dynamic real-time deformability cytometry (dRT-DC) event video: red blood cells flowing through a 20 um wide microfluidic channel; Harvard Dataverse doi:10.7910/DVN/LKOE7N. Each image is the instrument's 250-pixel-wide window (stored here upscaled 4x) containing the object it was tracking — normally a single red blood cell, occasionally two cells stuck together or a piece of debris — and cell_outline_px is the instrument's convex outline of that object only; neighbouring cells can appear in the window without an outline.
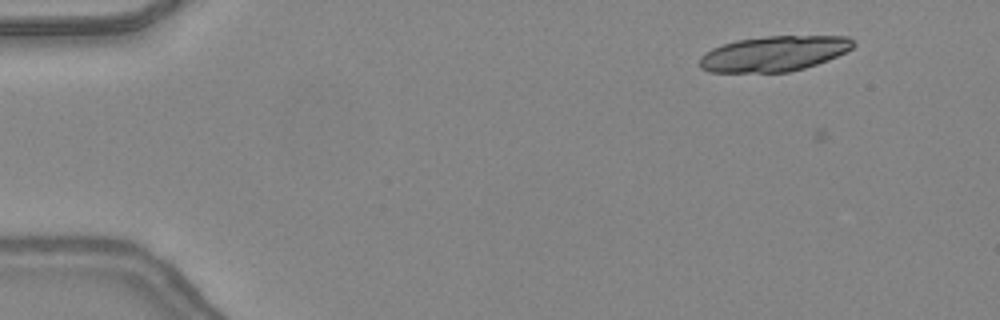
{"species": "common noctule bat (a hibernating species)", "species_latin": "Nyctalus noctula", "temperature_condition": "warm", "stored_images_in_passage": 8, "camera_frame_rate_fps": 3000, "um_per_image_px": 0.085, "animal": {"sex": "female", "body_mass_g": 24.6, "forearm_length_mm": 56.2}, "frame": {"image": 1, "passage_image": 7, "time_ms": 2.0, "image_size_px": [1000, 320], "cell_outline_px": [[856, 44], [852, 48], [828, 60], [804, 68], [788, 72], [708, 72], [700, 68], [700, 56], [704, 52], [712, 48], [736, 40], [764, 36], [848, 36], [856, 40]], "centroid_in_image_um": [65.79, 4.55], "position_along_channel_um": 19.2, "area_um2": 31.73}}